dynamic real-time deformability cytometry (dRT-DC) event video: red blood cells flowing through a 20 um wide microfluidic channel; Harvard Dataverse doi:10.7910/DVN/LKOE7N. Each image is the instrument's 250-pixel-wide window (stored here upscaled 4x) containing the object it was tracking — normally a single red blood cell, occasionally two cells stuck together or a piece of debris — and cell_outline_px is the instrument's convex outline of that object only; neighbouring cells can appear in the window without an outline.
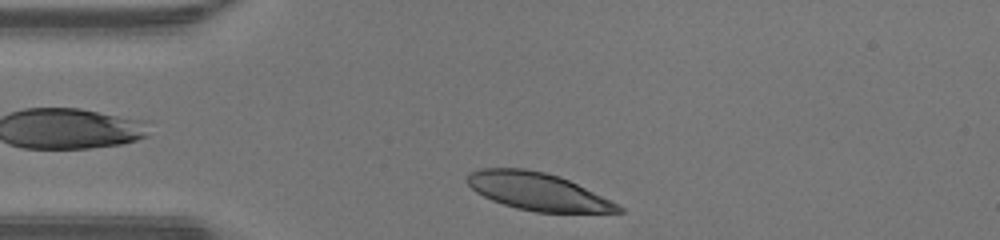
{"species": "human", "species_latin": "Homo sapiens", "temperature_condition": "warm", "stored_images_in_passage": 28, "camera_frame_rate_fps": 3000, "um_per_image_px": 0.085, "donor": {"sex": "male"}, "frame": {"image": 1, "passage_image": 1, "time_ms": 0.0, "image_size_px": [1000, 240], "cell_outline_px": [[624, 212], [536, 212], [516, 208], [492, 200], [476, 192], [468, 184], [468, 172], [480, 168], [524, 168], [544, 172], [560, 176], [624, 208]], "centroid_in_image_um": [45.64, 16.27], "position_along_channel_um": 39.4, "area_um2": 32.43}}
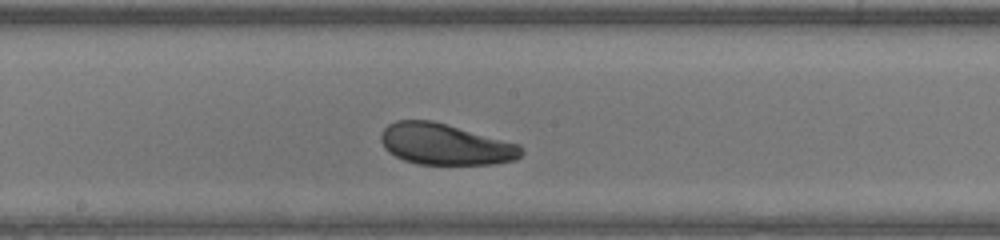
{"frame": {"image": 2, "passage_image": 15, "time_ms": 4.667, "image_size_px": [1000, 240], "cell_outline_px": [[524, 152], [516, 160], [492, 164], [420, 164], [404, 160], [388, 152], [384, 148], [380, 140], [380, 132], [388, 124], [396, 120], [432, 120], [520, 144]], "centroid_in_image_um": [37.83, 12.26], "position_along_channel_um": 210.4, "area_um2": 33.81}}
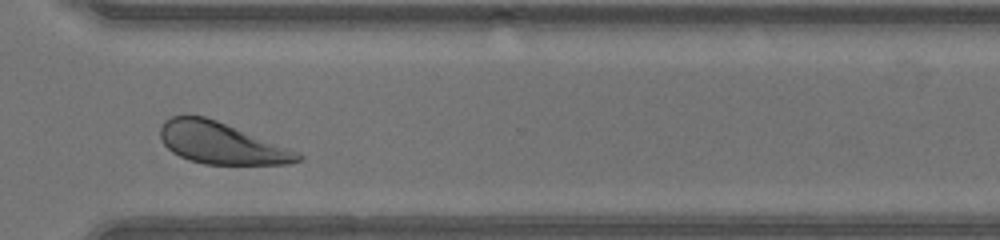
{"frame": {"image": 3, "passage_image": 25, "time_ms": 8.0, "image_size_px": [1000, 240], "cell_outline_px": [[304, 156], [300, 160], [288, 164], [204, 164], [188, 160], [172, 152], [160, 140], [160, 128], [164, 120], [172, 116], [204, 116], [216, 120], [296, 152]], "centroid_in_image_um": [18.72, 12.17], "position_along_channel_um": 351.9, "area_um2": 32.6}, "authors_computed_cell_mechanics": {"area_um2": 33.8419, "velocity_mm_per_s": 4.2611, "shape_relaxation_time_tau1_ms": 1.6606, "shape_relaxation_time_tau2_ms": 3.6365, "deformation_change_tau1": 0.0898, "deformation_change_tau2": 0.108}}